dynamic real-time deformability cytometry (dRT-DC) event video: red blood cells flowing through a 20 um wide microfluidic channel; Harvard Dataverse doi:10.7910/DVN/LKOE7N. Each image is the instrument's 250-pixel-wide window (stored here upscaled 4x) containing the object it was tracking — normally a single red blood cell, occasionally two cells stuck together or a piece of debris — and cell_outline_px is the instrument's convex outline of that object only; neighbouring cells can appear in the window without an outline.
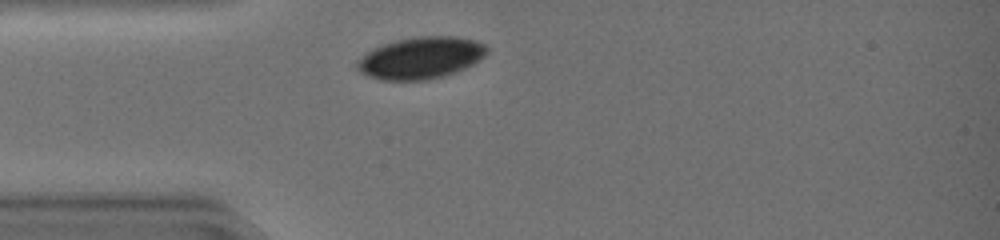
{"species": "common noctule bat (a hibernating species)", "species_latin": "Nyctalus noctula", "temperature_condition": "warm", "stored_images_in_passage": 29, "camera_frame_rate_fps": 3000, "um_per_image_px": 0.085, "animal": {"sex": "female", "body_mass_g": 19.0, "forearm_length_mm": 51.5}, "frame": {"image": 1, "passage_image": 1, "time_ms": 0.0, "image_size_px": [1000, 240], "cell_outline_px": [[488, 52], [480, 60], [456, 72], [444, 76], [424, 80], [380, 80], [368, 76], [360, 72], [356, 68], [356, 60], [372, 48], [396, 40], [416, 36], [456, 36], [476, 40], [484, 44], [488, 48]], "centroid_in_image_um": [35.76, 4.91], "position_along_channel_um": 49.2, "area_um2": 31.85}}